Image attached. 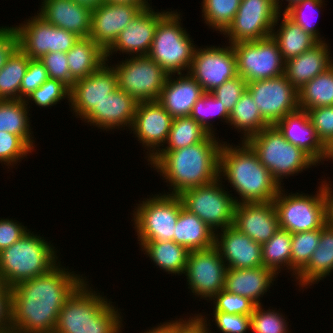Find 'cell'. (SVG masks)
<instances>
[{"instance_id": "obj_1", "label": "cell", "mask_w": 333, "mask_h": 333, "mask_svg": "<svg viewBox=\"0 0 333 333\" xmlns=\"http://www.w3.org/2000/svg\"><path fill=\"white\" fill-rule=\"evenodd\" d=\"M61 261L48 273L17 283L11 289V333L54 332L66 299L88 277Z\"/></svg>"}, {"instance_id": "obj_2", "label": "cell", "mask_w": 333, "mask_h": 333, "mask_svg": "<svg viewBox=\"0 0 333 333\" xmlns=\"http://www.w3.org/2000/svg\"><path fill=\"white\" fill-rule=\"evenodd\" d=\"M216 136L210 134L202 142L188 147L160 150L148 162L169 186L170 192L164 191V194L179 195L184 190L210 184L219 178L223 140Z\"/></svg>"}, {"instance_id": "obj_3", "label": "cell", "mask_w": 333, "mask_h": 333, "mask_svg": "<svg viewBox=\"0 0 333 333\" xmlns=\"http://www.w3.org/2000/svg\"><path fill=\"white\" fill-rule=\"evenodd\" d=\"M238 144L223 141L219 154V179L227 180L235 195H239L235 197L237 204L273 201L281 187L260 163L251 146L246 141Z\"/></svg>"}, {"instance_id": "obj_4", "label": "cell", "mask_w": 333, "mask_h": 333, "mask_svg": "<svg viewBox=\"0 0 333 333\" xmlns=\"http://www.w3.org/2000/svg\"><path fill=\"white\" fill-rule=\"evenodd\" d=\"M90 285L86 278L66 299L54 332L122 333L124 325L120 308Z\"/></svg>"}, {"instance_id": "obj_5", "label": "cell", "mask_w": 333, "mask_h": 333, "mask_svg": "<svg viewBox=\"0 0 333 333\" xmlns=\"http://www.w3.org/2000/svg\"><path fill=\"white\" fill-rule=\"evenodd\" d=\"M56 247L43 236L28 231L0 252V277L7 287L48 273L59 262Z\"/></svg>"}, {"instance_id": "obj_6", "label": "cell", "mask_w": 333, "mask_h": 333, "mask_svg": "<svg viewBox=\"0 0 333 333\" xmlns=\"http://www.w3.org/2000/svg\"><path fill=\"white\" fill-rule=\"evenodd\" d=\"M246 142L280 187H284V183H281L284 178L288 179L318 165L301 148L286 140L275 125L265 127Z\"/></svg>"}, {"instance_id": "obj_7", "label": "cell", "mask_w": 333, "mask_h": 333, "mask_svg": "<svg viewBox=\"0 0 333 333\" xmlns=\"http://www.w3.org/2000/svg\"><path fill=\"white\" fill-rule=\"evenodd\" d=\"M181 15L170 9L158 22L148 53L169 75L189 72L197 46L183 27Z\"/></svg>"}, {"instance_id": "obj_8", "label": "cell", "mask_w": 333, "mask_h": 333, "mask_svg": "<svg viewBox=\"0 0 333 333\" xmlns=\"http://www.w3.org/2000/svg\"><path fill=\"white\" fill-rule=\"evenodd\" d=\"M152 195V196H151ZM139 201L132 211L137 241H174L176 222L183 207L178 195L159 193Z\"/></svg>"}, {"instance_id": "obj_9", "label": "cell", "mask_w": 333, "mask_h": 333, "mask_svg": "<svg viewBox=\"0 0 333 333\" xmlns=\"http://www.w3.org/2000/svg\"><path fill=\"white\" fill-rule=\"evenodd\" d=\"M316 194L286 192L281 187L272 201L278 215L279 228L292 234L321 229L326 224V201L323 180ZM288 193V194H287Z\"/></svg>"}, {"instance_id": "obj_10", "label": "cell", "mask_w": 333, "mask_h": 333, "mask_svg": "<svg viewBox=\"0 0 333 333\" xmlns=\"http://www.w3.org/2000/svg\"><path fill=\"white\" fill-rule=\"evenodd\" d=\"M223 182L218 178L210 184L184 190L178 195L183 207L197 215L215 233L233 225L237 206L235 196L224 187Z\"/></svg>"}, {"instance_id": "obj_11", "label": "cell", "mask_w": 333, "mask_h": 333, "mask_svg": "<svg viewBox=\"0 0 333 333\" xmlns=\"http://www.w3.org/2000/svg\"><path fill=\"white\" fill-rule=\"evenodd\" d=\"M118 88L138 102L158 101L168 73L148 55L133 56L111 65Z\"/></svg>"}, {"instance_id": "obj_12", "label": "cell", "mask_w": 333, "mask_h": 333, "mask_svg": "<svg viewBox=\"0 0 333 333\" xmlns=\"http://www.w3.org/2000/svg\"><path fill=\"white\" fill-rule=\"evenodd\" d=\"M231 45L236 54L237 75L247 83L284 75L285 61L271 36Z\"/></svg>"}, {"instance_id": "obj_13", "label": "cell", "mask_w": 333, "mask_h": 333, "mask_svg": "<svg viewBox=\"0 0 333 333\" xmlns=\"http://www.w3.org/2000/svg\"><path fill=\"white\" fill-rule=\"evenodd\" d=\"M280 13L275 0H241L223 37L230 44L268 38Z\"/></svg>"}, {"instance_id": "obj_14", "label": "cell", "mask_w": 333, "mask_h": 333, "mask_svg": "<svg viewBox=\"0 0 333 333\" xmlns=\"http://www.w3.org/2000/svg\"><path fill=\"white\" fill-rule=\"evenodd\" d=\"M26 18L15 26L18 47L30 58L40 59L51 52H68L79 37L63 28H58L38 14Z\"/></svg>"}, {"instance_id": "obj_15", "label": "cell", "mask_w": 333, "mask_h": 333, "mask_svg": "<svg viewBox=\"0 0 333 333\" xmlns=\"http://www.w3.org/2000/svg\"><path fill=\"white\" fill-rule=\"evenodd\" d=\"M226 271L227 266L215 246L190 251L184 271L189 292L195 299L209 302L224 289Z\"/></svg>"}, {"instance_id": "obj_16", "label": "cell", "mask_w": 333, "mask_h": 333, "mask_svg": "<svg viewBox=\"0 0 333 333\" xmlns=\"http://www.w3.org/2000/svg\"><path fill=\"white\" fill-rule=\"evenodd\" d=\"M246 90L269 125L299 110L298 90L285 75L248 82Z\"/></svg>"}, {"instance_id": "obj_17", "label": "cell", "mask_w": 333, "mask_h": 333, "mask_svg": "<svg viewBox=\"0 0 333 333\" xmlns=\"http://www.w3.org/2000/svg\"><path fill=\"white\" fill-rule=\"evenodd\" d=\"M204 92H212L227 80L237 76L236 54L230 43L227 45L196 46L188 72Z\"/></svg>"}, {"instance_id": "obj_18", "label": "cell", "mask_w": 333, "mask_h": 333, "mask_svg": "<svg viewBox=\"0 0 333 333\" xmlns=\"http://www.w3.org/2000/svg\"><path fill=\"white\" fill-rule=\"evenodd\" d=\"M173 117L158 101L139 102L130 133L141 143L149 162L167 142ZM161 147V148H160Z\"/></svg>"}, {"instance_id": "obj_19", "label": "cell", "mask_w": 333, "mask_h": 333, "mask_svg": "<svg viewBox=\"0 0 333 333\" xmlns=\"http://www.w3.org/2000/svg\"><path fill=\"white\" fill-rule=\"evenodd\" d=\"M117 89V74L111 64L106 62L97 71L73 83L69 108L74 117L83 120L109 93Z\"/></svg>"}, {"instance_id": "obj_20", "label": "cell", "mask_w": 333, "mask_h": 333, "mask_svg": "<svg viewBox=\"0 0 333 333\" xmlns=\"http://www.w3.org/2000/svg\"><path fill=\"white\" fill-rule=\"evenodd\" d=\"M150 3L117 36L113 44L105 51L106 62L113 54L125 53L129 57L148 55L158 22L170 11L154 10Z\"/></svg>"}, {"instance_id": "obj_21", "label": "cell", "mask_w": 333, "mask_h": 333, "mask_svg": "<svg viewBox=\"0 0 333 333\" xmlns=\"http://www.w3.org/2000/svg\"><path fill=\"white\" fill-rule=\"evenodd\" d=\"M147 6L104 2L91 12L89 37L106 51L117 36Z\"/></svg>"}, {"instance_id": "obj_22", "label": "cell", "mask_w": 333, "mask_h": 333, "mask_svg": "<svg viewBox=\"0 0 333 333\" xmlns=\"http://www.w3.org/2000/svg\"><path fill=\"white\" fill-rule=\"evenodd\" d=\"M138 101L121 89L106 97L82 120L101 131L131 129L138 106ZM126 127V128H124ZM128 127V128H127Z\"/></svg>"}, {"instance_id": "obj_23", "label": "cell", "mask_w": 333, "mask_h": 333, "mask_svg": "<svg viewBox=\"0 0 333 333\" xmlns=\"http://www.w3.org/2000/svg\"><path fill=\"white\" fill-rule=\"evenodd\" d=\"M215 247L227 268L262 266V245L230 226L215 233Z\"/></svg>"}, {"instance_id": "obj_24", "label": "cell", "mask_w": 333, "mask_h": 333, "mask_svg": "<svg viewBox=\"0 0 333 333\" xmlns=\"http://www.w3.org/2000/svg\"><path fill=\"white\" fill-rule=\"evenodd\" d=\"M232 226L261 245L280 229L272 201L237 204Z\"/></svg>"}, {"instance_id": "obj_25", "label": "cell", "mask_w": 333, "mask_h": 333, "mask_svg": "<svg viewBox=\"0 0 333 333\" xmlns=\"http://www.w3.org/2000/svg\"><path fill=\"white\" fill-rule=\"evenodd\" d=\"M40 3L37 14L46 22L71 31L78 37H89L92 12L90 8L73 0H41Z\"/></svg>"}, {"instance_id": "obj_26", "label": "cell", "mask_w": 333, "mask_h": 333, "mask_svg": "<svg viewBox=\"0 0 333 333\" xmlns=\"http://www.w3.org/2000/svg\"><path fill=\"white\" fill-rule=\"evenodd\" d=\"M204 93L188 72L171 74L168 75L158 102L173 118L186 117L190 116L194 104Z\"/></svg>"}, {"instance_id": "obj_27", "label": "cell", "mask_w": 333, "mask_h": 333, "mask_svg": "<svg viewBox=\"0 0 333 333\" xmlns=\"http://www.w3.org/2000/svg\"><path fill=\"white\" fill-rule=\"evenodd\" d=\"M275 126L286 140L301 148L317 164L320 165L323 162L326 146L318 137L306 111L299 109L288 114L278 121Z\"/></svg>"}, {"instance_id": "obj_28", "label": "cell", "mask_w": 333, "mask_h": 333, "mask_svg": "<svg viewBox=\"0 0 333 333\" xmlns=\"http://www.w3.org/2000/svg\"><path fill=\"white\" fill-rule=\"evenodd\" d=\"M331 46L318 42L311 49L285 62L284 75L299 90L307 82L333 65Z\"/></svg>"}, {"instance_id": "obj_29", "label": "cell", "mask_w": 333, "mask_h": 333, "mask_svg": "<svg viewBox=\"0 0 333 333\" xmlns=\"http://www.w3.org/2000/svg\"><path fill=\"white\" fill-rule=\"evenodd\" d=\"M277 277L273 271L263 266L245 269L227 268L224 289L260 305L261 298L269 292Z\"/></svg>"}, {"instance_id": "obj_30", "label": "cell", "mask_w": 333, "mask_h": 333, "mask_svg": "<svg viewBox=\"0 0 333 333\" xmlns=\"http://www.w3.org/2000/svg\"><path fill=\"white\" fill-rule=\"evenodd\" d=\"M333 272V227L325 224L321 228L319 244L311 255L308 264L297 274L292 281L297 282L301 290L318 284ZM331 274V275H330Z\"/></svg>"}, {"instance_id": "obj_31", "label": "cell", "mask_w": 333, "mask_h": 333, "mask_svg": "<svg viewBox=\"0 0 333 333\" xmlns=\"http://www.w3.org/2000/svg\"><path fill=\"white\" fill-rule=\"evenodd\" d=\"M271 37L277 42L285 62L306 52L318 43L313 36L290 20L283 12L275 21Z\"/></svg>"}, {"instance_id": "obj_32", "label": "cell", "mask_w": 333, "mask_h": 333, "mask_svg": "<svg viewBox=\"0 0 333 333\" xmlns=\"http://www.w3.org/2000/svg\"><path fill=\"white\" fill-rule=\"evenodd\" d=\"M174 242L189 251L205 250L215 246V232L197 215L182 207L176 222Z\"/></svg>"}, {"instance_id": "obj_33", "label": "cell", "mask_w": 333, "mask_h": 333, "mask_svg": "<svg viewBox=\"0 0 333 333\" xmlns=\"http://www.w3.org/2000/svg\"><path fill=\"white\" fill-rule=\"evenodd\" d=\"M71 80L83 79L106 63L105 51L90 37H79L67 52Z\"/></svg>"}, {"instance_id": "obj_34", "label": "cell", "mask_w": 333, "mask_h": 333, "mask_svg": "<svg viewBox=\"0 0 333 333\" xmlns=\"http://www.w3.org/2000/svg\"><path fill=\"white\" fill-rule=\"evenodd\" d=\"M141 251L157 268L167 274L181 276L186 269L189 250L174 241L138 242Z\"/></svg>"}, {"instance_id": "obj_35", "label": "cell", "mask_w": 333, "mask_h": 333, "mask_svg": "<svg viewBox=\"0 0 333 333\" xmlns=\"http://www.w3.org/2000/svg\"><path fill=\"white\" fill-rule=\"evenodd\" d=\"M30 109L24 100H0V132L20 136L33 150L35 140L29 116Z\"/></svg>"}, {"instance_id": "obj_36", "label": "cell", "mask_w": 333, "mask_h": 333, "mask_svg": "<svg viewBox=\"0 0 333 333\" xmlns=\"http://www.w3.org/2000/svg\"><path fill=\"white\" fill-rule=\"evenodd\" d=\"M228 125L235 131L241 132L240 141H247L250 137L269 126L256 107L252 95L246 90L229 113Z\"/></svg>"}, {"instance_id": "obj_37", "label": "cell", "mask_w": 333, "mask_h": 333, "mask_svg": "<svg viewBox=\"0 0 333 333\" xmlns=\"http://www.w3.org/2000/svg\"><path fill=\"white\" fill-rule=\"evenodd\" d=\"M299 109L333 106V65L298 90Z\"/></svg>"}, {"instance_id": "obj_38", "label": "cell", "mask_w": 333, "mask_h": 333, "mask_svg": "<svg viewBox=\"0 0 333 333\" xmlns=\"http://www.w3.org/2000/svg\"><path fill=\"white\" fill-rule=\"evenodd\" d=\"M30 58L17 47L0 70V100H20V87Z\"/></svg>"}, {"instance_id": "obj_39", "label": "cell", "mask_w": 333, "mask_h": 333, "mask_svg": "<svg viewBox=\"0 0 333 333\" xmlns=\"http://www.w3.org/2000/svg\"><path fill=\"white\" fill-rule=\"evenodd\" d=\"M292 233L279 229L272 238L262 244V266L273 271L277 276L283 270L291 272Z\"/></svg>"}, {"instance_id": "obj_40", "label": "cell", "mask_w": 333, "mask_h": 333, "mask_svg": "<svg viewBox=\"0 0 333 333\" xmlns=\"http://www.w3.org/2000/svg\"><path fill=\"white\" fill-rule=\"evenodd\" d=\"M209 135L210 133L190 116L173 118L167 142L160 150L188 147L202 142Z\"/></svg>"}, {"instance_id": "obj_41", "label": "cell", "mask_w": 333, "mask_h": 333, "mask_svg": "<svg viewBox=\"0 0 333 333\" xmlns=\"http://www.w3.org/2000/svg\"><path fill=\"white\" fill-rule=\"evenodd\" d=\"M241 0H202V18L204 23L213 29L212 32L218 31L223 33L231 24Z\"/></svg>"}, {"instance_id": "obj_42", "label": "cell", "mask_w": 333, "mask_h": 333, "mask_svg": "<svg viewBox=\"0 0 333 333\" xmlns=\"http://www.w3.org/2000/svg\"><path fill=\"white\" fill-rule=\"evenodd\" d=\"M321 229L298 232L292 234L291 245V275L293 278L308 264V261L316 250Z\"/></svg>"}, {"instance_id": "obj_43", "label": "cell", "mask_w": 333, "mask_h": 333, "mask_svg": "<svg viewBox=\"0 0 333 333\" xmlns=\"http://www.w3.org/2000/svg\"><path fill=\"white\" fill-rule=\"evenodd\" d=\"M190 117L202 125L210 134L216 135V129L213 123H211V119L218 118L221 119L220 121L228 124L229 112L223 106L222 102L216 99L210 92H205L194 104Z\"/></svg>"}, {"instance_id": "obj_44", "label": "cell", "mask_w": 333, "mask_h": 333, "mask_svg": "<svg viewBox=\"0 0 333 333\" xmlns=\"http://www.w3.org/2000/svg\"><path fill=\"white\" fill-rule=\"evenodd\" d=\"M323 5H326L325 0H302L287 8L283 13L318 42H326V39L321 37L319 28L316 27L317 23H314L315 20L313 21L314 18L311 16V20V17L308 16L310 13V15L314 13L315 17L319 16L321 9L324 8ZM306 12H309L308 15Z\"/></svg>"}, {"instance_id": "obj_45", "label": "cell", "mask_w": 333, "mask_h": 333, "mask_svg": "<svg viewBox=\"0 0 333 333\" xmlns=\"http://www.w3.org/2000/svg\"><path fill=\"white\" fill-rule=\"evenodd\" d=\"M63 99L68 100L67 103L70 102V88L59 80L47 79L24 101L29 108L35 103L40 109L41 107L49 109V107L59 104Z\"/></svg>"}, {"instance_id": "obj_46", "label": "cell", "mask_w": 333, "mask_h": 333, "mask_svg": "<svg viewBox=\"0 0 333 333\" xmlns=\"http://www.w3.org/2000/svg\"><path fill=\"white\" fill-rule=\"evenodd\" d=\"M263 304L256 305L251 315L250 328L253 333H290L287 317L280 309L277 311L271 306L265 309ZM265 309V310H264ZM274 309V310H273ZM286 319V320H285Z\"/></svg>"}, {"instance_id": "obj_47", "label": "cell", "mask_w": 333, "mask_h": 333, "mask_svg": "<svg viewBox=\"0 0 333 333\" xmlns=\"http://www.w3.org/2000/svg\"><path fill=\"white\" fill-rule=\"evenodd\" d=\"M34 150L20 137L6 131L0 132V163L13 169L15 166L31 155Z\"/></svg>"}, {"instance_id": "obj_48", "label": "cell", "mask_w": 333, "mask_h": 333, "mask_svg": "<svg viewBox=\"0 0 333 333\" xmlns=\"http://www.w3.org/2000/svg\"><path fill=\"white\" fill-rule=\"evenodd\" d=\"M213 301V302H212ZM209 302L213 311H220L229 314L252 315L256 304L250 299L238 294H233L222 289Z\"/></svg>"}, {"instance_id": "obj_49", "label": "cell", "mask_w": 333, "mask_h": 333, "mask_svg": "<svg viewBox=\"0 0 333 333\" xmlns=\"http://www.w3.org/2000/svg\"><path fill=\"white\" fill-rule=\"evenodd\" d=\"M47 70L48 78L63 82L69 88L73 86L66 52H51L39 59Z\"/></svg>"}, {"instance_id": "obj_50", "label": "cell", "mask_w": 333, "mask_h": 333, "mask_svg": "<svg viewBox=\"0 0 333 333\" xmlns=\"http://www.w3.org/2000/svg\"><path fill=\"white\" fill-rule=\"evenodd\" d=\"M246 89L247 82L240 75H237L224 82L221 86L216 87L210 93L222 102L223 106L230 113Z\"/></svg>"}, {"instance_id": "obj_51", "label": "cell", "mask_w": 333, "mask_h": 333, "mask_svg": "<svg viewBox=\"0 0 333 333\" xmlns=\"http://www.w3.org/2000/svg\"><path fill=\"white\" fill-rule=\"evenodd\" d=\"M318 137L326 146L333 140V106L306 110Z\"/></svg>"}, {"instance_id": "obj_52", "label": "cell", "mask_w": 333, "mask_h": 333, "mask_svg": "<svg viewBox=\"0 0 333 333\" xmlns=\"http://www.w3.org/2000/svg\"><path fill=\"white\" fill-rule=\"evenodd\" d=\"M213 313V314H212ZM209 315L213 316L212 322L219 332L222 333H247L251 330V316L241 314H229L220 311H213Z\"/></svg>"}, {"instance_id": "obj_53", "label": "cell", "mask_w": 333, "mask_h": 333, "mask_svg": "<svg viewBox=\"0 0 333 333\" xmlns=\"http://www.w3.org/2000/svg\"><path fill=\"white\" fill-rule=\"evenodd\" d=\"M48 78L47 70L39 59H30L20 87V100H25Z\"/></svg>"}, {"instance_id": "obj_54", "label": "cell", "mask_w": 333, "mask_h": 333, "mask_svg": "<svg viewBox=\"0 0 333 333\" xmlns=\"http://www.w3.org/2000/svg\"><path fill=\"white\" fill-rule=\"evenodd\" d=\"M23 223L9 218H0V252L22 238L30 229Z\"/></svg>"}, {"instance_id": "obj_55", "label": "cell", "mask_w": 333, "mask_h": 333, "mask_svg": "<svg viewBox=\"0 0 333 333\" xmlns=\"http://www.w3.org/2000/svg\"><path fill=\"white\" fill-rule=\"evenodd\" d=\"M17 47L18 37L15 27L0 26V70Z\"/></svg>"}, {"instance_id": "obj_56", "label": "cell", "mask_w": 333, "mask_h": 333, "mask_svg": "<svg viewBox=\"0 0 333 333\" xmlns=\"http://www.w3.org/2000/svg\"><path fill=\"white\" fill-rule=\"evenodd\" d=\"M189 316L171 320V333H206L205 326L196 313Z\"/></svg>"}, {"instance_id": "obj_57", "label": "cell", "mask_w": 333, "mask_h": 333, "mask_svg": "<svg viewBox=\"0 0 333 333\" xmlns=\"http://www.w3.org/2000/svg\"><path fill=\"white\" fill-rule=\"evenodd\" d=\"M0 333H11V300H0Z\"/></svg>"}, {"instance_id": "obj_58", "label": "cell", "mask_w": 333, "mask_h": 333, "mask_svg": "<svg viewBox=\"0 0 333 333\" xmlns=\"http://www.w3.org/2000/svg\"><path fill=\"white\" fill-rule=\"evenodd\" d=\"M333 184L331 181L324 179L323 192L326 201V224L333 227Z\"/></svg>"}, {"instance_id": "obj_59", "label": "cell", "mask_w": 333, "mask_h": 333, "mask_svg": "<svg viewBox=\"0 0 333 333\" xmlns=\"http://www.w3.org/2000/svg\"><path fill=\"white\" fill-rule=\"evenodd\" d=\"M141 333H171V321L169 320L167 322L160 323L157 326H152V328L150 327V329Z\"/></svg>"}, {"instance_id": "obj_60", "label": "cell", "mask_w": 333, "mask_h": 333, "mask_svg": "<svg viewBox=\"0 0 333 333\" xmlns=\"http://www.w3.org/2000/svg\"><path fill=\"white\" fill-rule=\"evenodd\" d=\"M0 300H11V289L6 286L4 280L0 277Z\"/></svg>"}, {"instance_id": "obj_61", "label": "cell", "mask_w": 333, "mask_h": 333, "mask_svg": "<svg viewBox=\"0 0 333 333\" xmlns=\"http://www.w3.org/2000/svg\"><path fill=\"white\" fill-rule=\"evenodd\" d=\"M73 1L78 3L79 5L86 6L91 10L95 9L96 7L105 2L104 0H73Z\"/></svg>"}, {"instance_id": "obj_62", "label": "cell", "mask_w": 333, "mask_h": 333, "mask_svg": "<svg viewBox=\"0 0 333 333\" xmlns=\"http://www.w3.org/2000/svg\"><path fill=\"white\" fill-rule=\"evenodd\" d=\"M112 4L149 5L147 0H104Z\"/></svg>"}, {"instance_id": "obj_63", "label": "cell", "mask_w": 333, "mask_h": 333, "mask_svg": "<svg viewBox=\"0 0 333 333\" xmlns=\"http://www.w3.org/2000/svg\"><path fill=\"white\" fill-rule=\"evenodd\" d=\"M331 159H332V162H333V140L330 141L329 144L326 145V153H325L322 164L324 163V161H326V162L328 160L331 161Z\"/></svg>"}, {"instance_id": "obj_64", "label": "cell", "mask_w": 333, "mask_h": 333, "mask_svg": "<svg viewBox=\"0 0 333 333\" xmlns=\"http://www.w3.org/2000/svg\"><path fill=\"white\" fill-rule=\"evenodd\" d=\"M204 313L205 312H203V314L199 313V314H196V315L201 320V322L204 324L206 333H211L212 332V330H210V326L212 327V325L210 324L211 322H210L209 318Z\"/></svg>"}, {"instance_id": "obj_65", "label": "cell", "mask_w": 333, "mask_h": 333, "mask_svg": "<svg viewBox=\"0 0 333 333\" xmlns=\"http://www.w3.org/2000/svg\"><path fill=\"white\" fill-rule=\"evenodd\" d=\"M275 1H276V4H277V7H278L279 11L282 13L287 8H289L290 6H292L293 4H295V3L299 2V1H302V0H285L286 2H288V5H287V3H284V0H281L284 3V5L286 4V7H284L283 10H282V7H283L282 4L283 3L280 0H275Z\"/></svg>"}]
</instances>
